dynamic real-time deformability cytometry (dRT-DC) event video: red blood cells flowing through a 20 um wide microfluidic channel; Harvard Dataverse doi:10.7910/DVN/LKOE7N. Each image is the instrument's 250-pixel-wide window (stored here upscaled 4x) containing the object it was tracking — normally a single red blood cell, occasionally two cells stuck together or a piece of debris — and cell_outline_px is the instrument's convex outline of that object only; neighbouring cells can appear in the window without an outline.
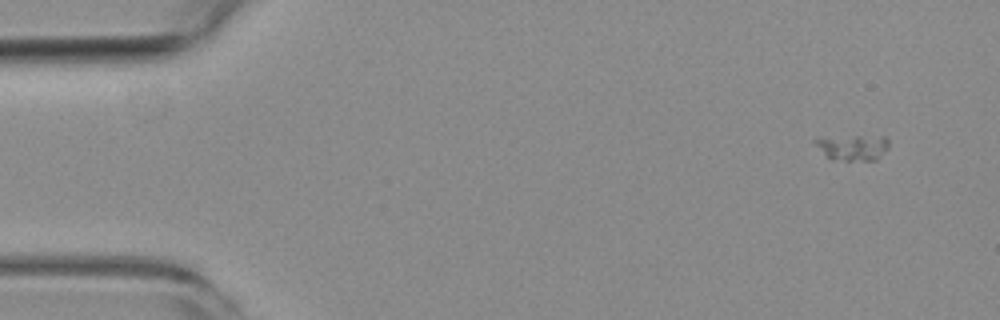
{"species": "common noctule bat (a hibernating species)", "species_latin": "Nyctalus noctula", "temperature_condition": "room temperature", "stored_images_in_passage": 4, "segment_of_instrument_passage": [1, 2], "camera_frame_rate_fps": 3000, "um_per_image_px": 0.085, "animal": {"sex": "female", "body_mass_g": 19.3, "forearm_length_mm": 54.1}, "frame": {"image": 1, "passage_image": 1, "time_ms": 0.0, "image_size_px": [1000, 320], "cell_outline_px": [[888, 148], [876, 160], [832, 160], [812, 140], [816, 136], [884, 136], [888, 140]], "centroid_in_image_um": [72.46, 12.5], "position_along_channel_um": 12.5, "area_um2": 11.1}}